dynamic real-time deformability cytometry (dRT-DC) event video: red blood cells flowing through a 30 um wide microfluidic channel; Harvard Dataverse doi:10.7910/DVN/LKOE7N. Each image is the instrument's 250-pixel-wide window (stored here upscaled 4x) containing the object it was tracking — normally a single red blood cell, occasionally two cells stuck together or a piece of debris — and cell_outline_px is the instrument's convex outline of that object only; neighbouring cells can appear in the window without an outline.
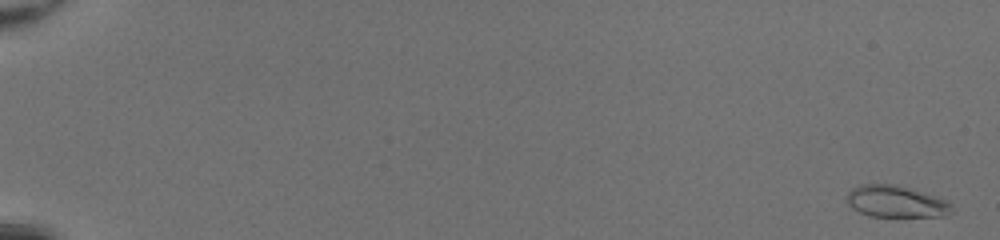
{"species": "common noctule bat (a hibernating species)", "species_latin": "Nyctalus noctula", "temperature_condition": "room temperature", "stored_images_in_passage": 52, "camera_frame_rate_fps": 3000, "um_per_image_px": 0.085, "animal": {"sex": "female", "body_mass_g": 20.0, "forearm_length_mm": 54.0}, "frame": {"image": 1, "passage_image": 2, "time_ms": 0.333, "image_size_px": [1000, 240], "cell_outline_px": [[952, 212], [944, 216], [868, 216], [852, 208], [844, 200], [848, 192], [852, 188], [860, 184], [896, 184], [924, 192], [944, 200], [952, 208]], "centroid_in_image_um": [76.08, 17.12], "position_along_channel_um": 8.9, "area_um2": 19.36}}
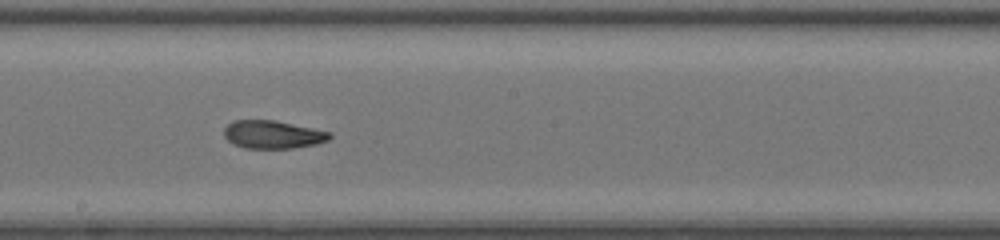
{"frame": {"image": 2, "passage_image": 32, "time_ms": 10.333, "image_size_px": [1000, 240], "cell_outline_px": [[332, 136], [328, 140], [316, 144], [292, 148], [244, 148], [232, 144], [224, 136], [224, 128], [232, 120], [272, 120], [332, 132]], "centroid_in_image_um": [23.16, 11.44], "position_along_channel_um": 225.0, "area_um2": 17.22}}
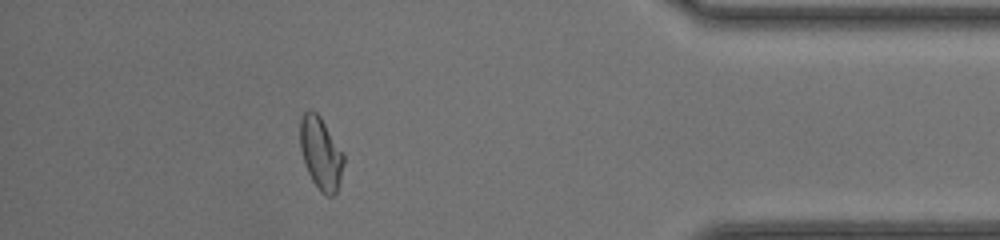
{"frame": {"image": 3, "passage_image": 47, "time_ms": 15.333, "image_size_px": [1000, 240], "cell_outline_px": [[344, 164], [340, 180], [336, 192], [332, 196], [324, 196], [320, 192], [312, 180], [304, 164], [300, 148], [300, 120], [304, 112], [308, 108], [312, 108], [320, 116], [344, 152]], "centroid_in_image_um": [27.27, 13.01], "position_along_channel_um": 407.9, "area_um2": 18.73}, "authors_computed_cell_mechanics": {"area_um2": 18.3226, "velocity_mm_per_s": 4.3119, "shape_relaxation_time_tau1_ms": 10.1202, "shape_relaxation_time_tau2_ms": 1.6725, "deformation_change_tau1": 0.2856, "deformation_change_tau2": 0.0804}}